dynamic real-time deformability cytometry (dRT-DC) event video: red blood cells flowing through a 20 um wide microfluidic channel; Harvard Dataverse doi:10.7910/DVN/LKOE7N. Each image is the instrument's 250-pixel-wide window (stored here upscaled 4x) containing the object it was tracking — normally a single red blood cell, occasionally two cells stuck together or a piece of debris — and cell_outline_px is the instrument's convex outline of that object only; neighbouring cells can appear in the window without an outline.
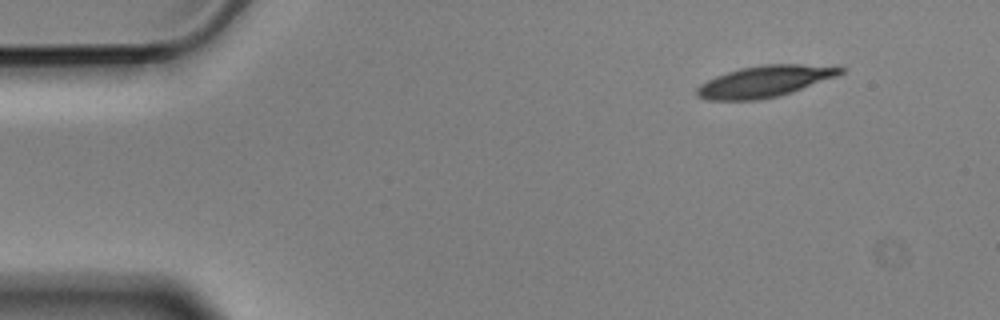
{"species": "Egyptian fruit bat (a non-hibernating species)", "species_latin": "Rousettus aegyptiacus", "temperature_condition": "cold", "stored_images_in_passage": 4, "camera_frame_rate_fps": 3000, "um_per_image_px": 0.085, "animal": {"sex": "male"}, "frame": {"image": 1, "passage_image": 1, "time_ms": 0.0, "image_size_px": [1000, 320], "cell_outline_px": [[844, 72], [836, 76], [792, 92], [760, 100], [704, 100], [696, 96], [696, 88], [700, 84], [716, 76], [740, 68], [764, 64], [840, 64], [844, 68]], "centroid_in_image_um": [65.05, 6.9], "position_along_channel_um": 19.9, "area_um2": 26.59}}
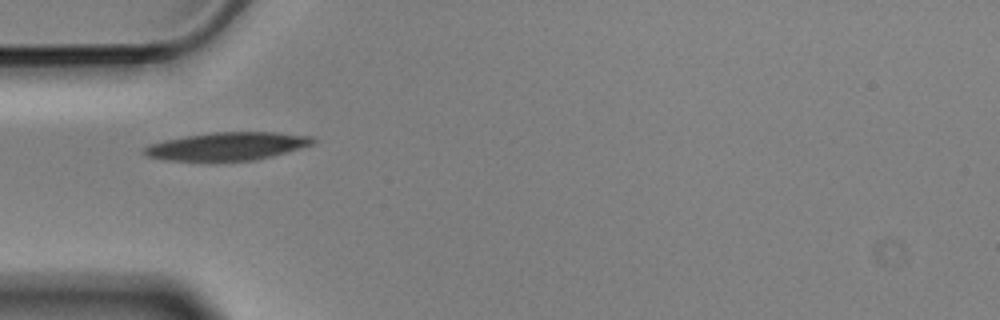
{"frame": {"image": 2, "passage_image": 4, "time_ms": 1.0, "image_size_px": [1000, 320], "cell_outline_px": [[316, 140], [312, 144], [272, 156], [256, 160], [212, 164], [164, 160], [148, 156], [144, 152], [144, 148], [148, 144], [164, 140], [212, 132], [276, 132], [312, 136]], "centroid_in_image_um": [19.26, 12.48], "position_along_channel_um": 65.7, "area_um2": 28.44}}